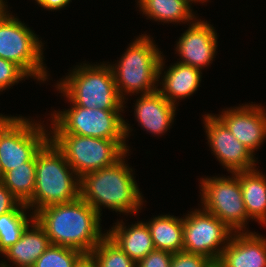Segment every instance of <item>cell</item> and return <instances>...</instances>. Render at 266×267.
Instances as JSON below:
<instances>
[{
    "mask_svg": "<svg viewBox=\"0 0 266 267\" xmlns=\"http://www.w3.org/2000/svg\"><path fill=\"white\" fill-rule=\"evenodd\" d=\"M100 217L81 197L72 202L47 206L34 214L51 245L70 247L86 256L106 235L101 230Z\"/></svg>",
    "mask_w": 266,
    "mask_h": 267,
    "instance_id": "6da1fadb",
    "label": "cell"
},
{
    "mask_svg": "<svg viewBox=\"0 0 266 267\" xmlns=\"http://www.w3.org/2000/svg\"><path fill=\"white\" fill-rule=\"evenodd\" d=\"M126 153L113 165L80 178V197L102 216V207L122 214H136L144 205L142 192L126 164Z\"/></svg>",
    "mask_w": 266,
    "mask_h": 267,
    "instance_id": "7a4b0ae2",
    "label": "cell"
},
{
    "mask_svg": "<svg viewBox=\"0 0 266 267\" xmlns=\"http://www.w3.org/2000/svg\"><path fill=\"white\" fill-rule=\"evenodd\" d=\"M35 174L33 197L26 203L33 214L47 206L80 197V177L50 139L36 154Z\"/></svg>",
    "mask_w": 266,
    "mask_h": 267,
    "instance_id": "3957f363",
    "label": "cell"
},
{
    "mask_svg": "<svg viewBox=\"0 0 266 267\" xmlns=\"http://www.w3.org/2000/svg\"><path fill=\"white\" fill-rule=\"evenodd\" d=\"M109 62L76 65L65 78L57 82L56 90L62 93L70 106L89 109L125 110L117 90Z\"/></svg>",
    "mask_w": 266,
    "mask_h": 267,
    "instance_id": "277c9868",
    "label": "cell"
},
{
    "mask_svg": "<svg viewBox=\"0 0 266 267\" xmlns=\"http://www.w3.org/2000/svg\"><path fill=\"white\" fill-rule=\"evenodd\" d=\"M152 39L150 35L139 34L119 61L109 64L118 93L123 100L127 101L128 94H149L158 90L162 52Z\"/></svg>",
    "mask_w": 266,
    "mask_h": 267,
    "instance_id": "5b68a950",
    "label": "cell"
},
{
    "mask_svg": "<svg viewBox=\"0 0 266 267\" xmlns=\"http://www.w3.org/2000/svg\"><path fill=\"white\" fill-rule=\"evenodd\" d=\"M124 110L89 109L72 105L51 113L49 134H75L109 140H126L132 131L121 112ZM52 129V130H51Z\"/></svg>",
    "mask_w": 266,
    "mask_h": 267,
    "instance_id": "8992f818",
    "label": "cell"
},
{
    "mask_svg": "<svg viewBox=\"0 0 266 267\" xmlns=\"http://www.w3.org/2000/svg\"><path fill=\"white\" fill-rule=\"evenodd\" d=\"M43 46L38 35L8 9L0 16V58L13 62L42 83L49 77Z\"/></svg>",
    "mask_w": 266,
    "mask_h": 267,
    "instance_id": "52a82bcc",
    "label": "cell"
},
{
    "mask_svg": "<svg viewBox=\"0 0 266 267\" xmlns=\"http://www.w3.org/2000/svg\"><path fill=\"white\" fill-rule=\"evenodd\" d=\"M49 139L80 178L89 172L113 165L130 151L126 140L75 134H49Z\"/></svg>",
    "mask_w": 266,
    "mask_h": 267,
    "instance_id": "ba28073f",
    "label": "cell"
},
{
    "mask_svg": "<svg viewBox=\"0 0 266 267\" xmlns=\"http://www.w3.org/2000/svg\"><path fill=\"white\" fill-rule=\"evenodd\" d=\"M9 116L0 125V164L5 174L29 162L49 140V130L41 121Z\"/></svg>",
    "mask_w": 266,
    "mask_h": 267,
    "instance_id": "9c48e42d",
    "label": "cell"
},
{
    "mask_svg": "<svg viewBox=\"0 0 266 267\" xmlns=\"http://www.w3.org/2000/svg\"><path fill=\"white\" fill-rule=\"evenodd\" d=\"M199 183L202 208L234 232L250 231L248 228L246 230L250 219L243 201L241 184L234 173L232 177H202Z\"/></svg>",
    "mask_w": 266,
    "mask_h": 267,
    "instance_id": "30bf717a",
    "label": "cell"
},
{
    "mask_svg": "<svg viewBox=\"0 0 266 267\" xmlns=\"http://www.w3.org/2000/svg\"><path fill=\"white\" fill-rule=\"evenodd\" d=\"M183 216V251L219 260L234 231L204 208Z\"/></svg>",
    "mask_w": 266,
    "mask_h": 267,
    "instance_id": "8fae6325",
    "label": "cell"
},
{
    "mask_svg": "<svg viewBox=\"0 0 266 267\" xmlns=\"http://www.w3.org/2000/svg\"><path fill=\"white\" fill-rule=\"evenodd\" d=\"M203 122L209 147L223 168L232 174L257 166L256 157L214 114H205Z\"/></svg>",
    "mask_w": 266,
    "mask_h": 267,
    "instance_id": "7c38bea8",
    "label": "cell"
},
{
    "mask_svg": "<svg viewBox=\"0 0 266 267\" xmlns=\"http://www.w3.org/2000/svg\"><path fill=\"white\" fill-rule=\"evenodd\" d=\"M252 103L223 109L215 116L255 156L266 140V108Z\"/></svg>",
    "mask_w": 266,
    "mask_h": 267,
    "instance_id": "4fadbf2b",
    "label": "cell"
},
{
    "mask_svg": "<svg viewBox=\"0 0 266 267\" xmlns=\"http://www.w3.org/2000/svg\"><path fill=\"white\" fill-rule=\"evenodd\" d=\"M187 28L176 43L175 51L181 59L178 62L199 70L204 69L216 56L217 33L213 25L197 18Z\"/></svg>",
    "mask_w": 266,
    "mask_h": 267,
    "instance_id": "5bb4252c",
    "label": "cell"
},
{
    "mask_svg": "<svg viewBox=\"0 0 266 267\" xmlns=\"http://www.w3.org/2000/svg\"><path fill=\"white\" fill-rule=\"evenodd\" d=\"M219 261L225 267H266V237L234 232Z\"/></svg>",
    "mask_w": 266,
    "mask_h": 267,
    "instance_id": "9a60e30c",
    "label": "cell"
},
{
    "mask_svg": "<svg viewBox=\"0 0 266 267\" xmlns=\"http://www.w3.org/2000/svg\"><path fill=\"white\" fill-rule=\"evenodd\" d=\"M134 116L144 131L161 137L170 130L176 115V106L165 99L157 90L141 94L134 104ZM172 124V125H171Z\"/></svg>",
    "mask_w": 266,
    "mask_h": 267,
    "instance_id": "2e32d148",
    "label": "cell"
},
{
    "mask_svg": "<svg viewBox=\"0 0 266 267\" xmlns=\"http://www.w3.org/2000/svg\"><path fill=\"white\" fill-rule=\"evenodd\" d=\"M164 67L165 60L162 54L159 66V79L160 77L161 79L158 80L162 86L158 88V91L173 105H176L178 100L190 97L198 90L202 80V70L180 62L171 64L166 71Z\"/></svg>",
    "mask_w": 266,
    "mask_h": 267,
    "instance_id": "e0dca14e",
    "label": "cell"
},
{
    "mask_svg": "<svg viewBox=\"0 0 266 267\" xmlns=\"http://www.w3.org/2000/svg\"><path fill=\"white\" fill-rule=\"evenodd\" d=\"M31 228V229H30ZM51 245L45 230L34 219L23 231L19 241L10 246L2 254L15 267H32L36 260ZM5 259L0 267H12Z\"/></svg>",
    "mask_w": 266,
    "mask_h": 267,
    "instance_id": "ac0fdd59",
    "label": "cell"
},
{
    "mask_svg": "<svg viewBox=\"0 0 266 267\" xmlns=\"http://www.w3.org/2000/svg\"><path fill=\"white\" fill-rule=\"evenodd\" d=\"M106 235L135 263L155 250L150 229L143 221L126 226L123 220H117L115 225L106 231Z\"/></svg>",
    "mask_w": 266,
    "mask_h": 267,
    "instance_id": "d6986e66",
    "label": "cell"
},
{
    "mask_svg": "<svg viewBox=\"0 0 266 267\" xmlns=\"http://www.w3.org/2000/svg\"><path fill=\"white\" fill-rule=\"evenodd\" d=\"M240 181L249 219L266 226V176L258 168L234 173Z\"/></svg>",
    "mask_w": 266,
    "mask_h": 267,
    "instance_id": "ffe728a7",
    "label": "cell"
},
{
    "mask_svg": "<svg viewBox=\"0 0 266 267\" xmlns=\"http://www.w3.org/2000/svg\"><path fill=\"white\" fill-rule=\"evenodd\" d=\"M136 3L147 19L161 23L188 22L190 24L198 18L187 0H137Z\"/></svg>",
    "mask_w": 266,
    "mask_h": 267,
    "instance_id": "44dd1931",
    "label": "cell"
},
{
    "mask_svg": "<svg viewBox=\"0 0 266 267\" xmlns=\"http://www.w3.org/2000/svg\"><path fill=\"white\" fill-rule=\"evenodd\" d=\"M156 250L172 253L183 251V218L174 215H158L146 221Z\"/></svg>",
    "mask_w": 266,
    "mask_h": 267,
    "instance_id": "7402d4cb",
    "label": "cell"
},
{
    "mask_svg": "<svg viewBox=\"0 0 266 267\" xmlns=\"http://www.w3.org/2000/svg\"><path fill=\"white\" fill-rule=\"evenodd\" d=\"M36 155L24 166H18L7 171L3 177V184L21 202L26 204L35 190Z\"/></svg>",
    "mask_w": 266,
    "mask_h": 267,
    "instance_id": "603a6c76",
    "label": "cell"
},
{
    "mask_svg": "<svg viewBox=\"0 0 266 267\" xmlns=\"http://www.w3.org/2000/svg\"><path fill=\"white\" fill-rule=\"evenodd\" d=\"M27 209L30 208L26 204L20 203L13 211L0 215L1 254L19 241L23 231L34 220V214L30 212L29 217L26 213Z\"/></svg>",
    "mask_w": 266,
    "mask_h": 267,
    "instance_id": "cb8c5ba5",
    "label": "cell"
},
{
    "mask_svg": "<svg viewBox=\"0 0 266 267\" xmlns=\"http://www.w3.org/2000/svg\"><path fill=\"white\" fill-rule=\"evenodd\" d=\"M88 257L96 267H136V263L107 235H105Z\"/></svg>",
    "mask_w": 266,
    "mask_h": 267,
    "instance_id": "d4e9b609",
    "label": "cell"
},
{
    "mask_svg": "<svg viewBox=\"0 0 266 267\" xmlns=\"http://www.w3.org/2000/svg\"><path fill=\"white\" fill-rule=\"evenodd\" d=\"M85 256L70 247L50 245L32 267H76Z\"/></svg>",
    "mask_w": 266,
    "mask_h": 267,
    "instance_id": "484cf974",
    "label": "cell"
},
{
    "mask_svg": "<svg viewBox=\"0 0 266 267\" xmlns=\"http://www.w3.org/2000/svg\"><path fill=\"white\" fill-rule=\"evenodd\" d=\"M28 77L18 65L0 58V92L11 88L25 78L28 79Z\"/></svg>",
    "mask_w": 266,
    "mask_h": 267,
    "instance_id": "4316f807",
    "label": "cell"
},
{
    "mask_svg": "<svg viewBox=\"0 0 266 267\" xmlns=\"http://www.w3.org/2000/svg\"><path fill=\"white\" fill-rule=\"evenodd\" d=\"M212 260L205 256L180 251L173 253L170 267H207Z\"/></svg>",
    "mask_w": 266,
    "mask_h": 267,
    "instance_id": "83f0119b",
    "label": "cell"
},
{
    "mask_svg": "<svg viewBox=\"0 0 266 267\" xmlns=\"http://www.w3.org/2000/svg\"><path fill=\"white\" fill-rule=\"evenodd\" d=\"M172 257V252L155 249L136 263V267H170Z\"/></svg>",
    "mask_w": 266,
    "mask_h": 267,
    "instance_id": "f1b7e54d",
    "label": "cell"
},
{
    "mask_svg": "<svg viewBox=\"0 0 266 267\" xmlns=\"http://www.w3.org/2000/svg\"><path fill=\"white\" fill-rule=\"evenodd\" d=\"M21 202L0 183V215L13 211Z\"/></svg>",
    "mask_w": 266,
    "mask_h": 267,
    "instance_id": "f546056e",
    "label": "cell"
},
{
    "mask_svg": "<svg viewBox=\"0 0 266 267\" xmlns=\"http://www.w3.org/2000/svg\"><path fill=\"white\" fill-rule=\"evenodd\" d=\"M38 5L46 10L57 11L69 5L71 0H35Z\"/></svg>",
    "mask_w": 266,
    "mask_h": 267,
    "instance_id": "4dcf8cb0",
    "label": "cell"
},
{
    "mask_svg": "<svg viewBox=\"0 0 266 267\" xmlns=\"http://www.w3.org/2000/svg\"><path fill=\"white\" fill-rule=\"evenodd\" d=\"M76 267H96L93 261L88 257L85 256Z\"/></svg>",
    "mask_w": 266,
    "mask_h": 267,
    "instance_id": "1f68e13d",
    "label": "cell"
},
{
    "mask_svg": "<svg viewBox=\"0 0 266 267\" xmlns=\"http://www.w3.org/2000/svg\"><path fill=\"white\" fill-rule=\"evenodd\" d=\"M207 267H225L219 260L211 261Z\"/></svg>",
    "mask_w": 266,
    "mask_h": 267,
    "instance_id": "d6a6232c",
    "label": "cell"
},
{
    "mask_svg": "<svg viewBox=\"0 0 266 267\" xmlns=\"http://www.w3.org/2000/svg\"><path fill=\"white\" fill-rule=\"evenodd\" d=\"M8 9V5L0 0V16Z\"/></svg>",
    "mask_w": 266,
    "mask_h": 267,
    "instance_id": "836d02e7",
    "label": "cell"
},
{
    "mask_svg": "<svg viewBox=\"0 0 266 267\" xmlns=\"http://www.w3.org/2000/svg\"><path fill=\"white\" fill-rule=\"evenodd\" d=\"M191 5H192V3L194 2V3H196L197 2V4H198V2L200 3V2H202V3H204V2H208V0H187Z\"/></svg>",
    "mask_w": 266,
    "mask_h": 267,
    "instance_id": "e575fe53",
    "label": "cell"
},
{
    "mask_svg": "<svg viewBox=\"0 0 266 267\" xmlns=\"http://www.w3.org/2000/svg\"><path fill=\"white\" fill-rule=\"evenodd\" d=\"M9 116H5L3 114H0V125L8 118Z\"/></svg>",
    "mask_w": 266,
    "mask_h": 267,
    "instance_id": "d590c367",
    "label": "cell"
},
{
    "mask_svg": "<svg viewBox=\"0 0 266 267\" xmlns=\"http://www.w3.org/2000/svg\"><path fill=\"white\" fill-rule=\"evenodd\" d=\"M3 177H4V173H3V170H2V167H1V164H0V183L3 182Z\"/></svg>",
    "mask_w": 266,
    "mask_h": 267,
    "instance_id": "8d00e7d4",
    "label": "cell"
}]
</instances>
